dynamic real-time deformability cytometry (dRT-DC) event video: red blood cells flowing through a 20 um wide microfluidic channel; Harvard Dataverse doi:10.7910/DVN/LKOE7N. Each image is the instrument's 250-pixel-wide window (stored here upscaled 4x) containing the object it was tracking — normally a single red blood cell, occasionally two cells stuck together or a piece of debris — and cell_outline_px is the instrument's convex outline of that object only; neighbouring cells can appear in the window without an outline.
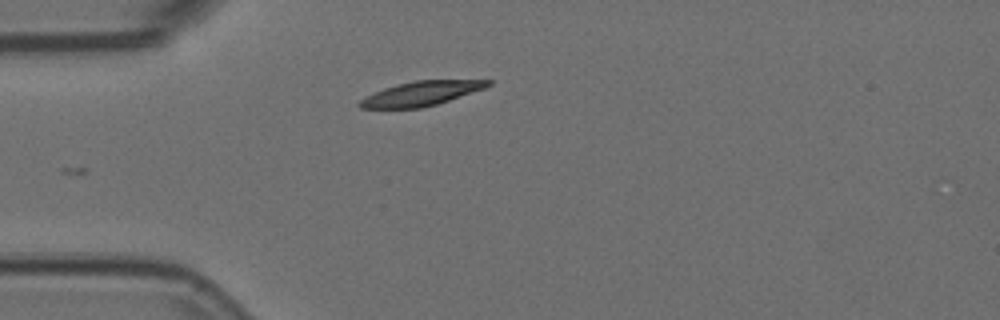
{"species": "Egyptian fruit bat (a non-hibernating species)", "species_latin": "Rousettus aegyptiacus", "temperature_condition": "room temperature", "stored_images_in_passage": 6, "camera_frame_rate_fps": 3000, "um_per_image_px": 0.085, "animal": {"sex": "female"}, "frame": {"image": 1, "passage_image": 1, "time_ms": 0.0, "image_size_px": [1000, 320], "cell_outline_px": [[492, 84], [484, 88], [436, 104], [420, 108], [360, 108], [356, 104], [364, 96], [384, 88], [396, 84], [416, 80], [492, 80]], "centroid_in_image_um": [35.74, 7.94], "position_along_channel_um": 49.3, "area_um2": 18.09}}